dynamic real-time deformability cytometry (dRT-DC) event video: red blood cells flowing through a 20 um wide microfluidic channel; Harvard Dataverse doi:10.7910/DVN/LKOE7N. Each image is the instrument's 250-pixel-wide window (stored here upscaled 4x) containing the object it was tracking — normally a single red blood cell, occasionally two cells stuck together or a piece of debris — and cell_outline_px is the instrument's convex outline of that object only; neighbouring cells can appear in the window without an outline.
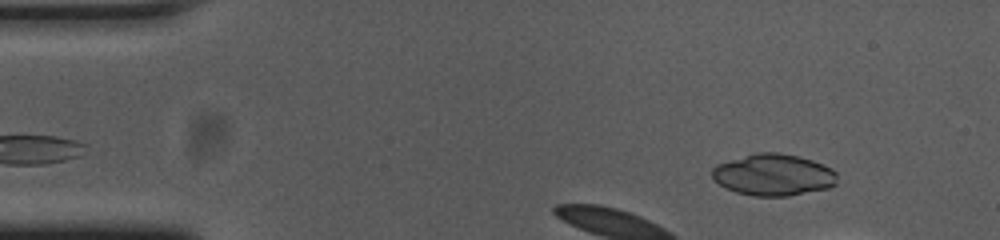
{"species": "common noctule bat (a hibernating species)", "species_latin": "Nyctalus noctula", "temperature_condition": "cold", "stored_images_in_passage": 41, "camera_frame_rate_fps": 3000, "um_per_image_px": 0.085, "animal": {"sex": "female", "body_mass_g": 23.0, "forearm_length_mm": 53.4}, "frame": {"image": 1, "passage_image": 4, "time_ms": 1.0, "image_size_px": [1000, 240], "cell_outline_px": [[836, 184], [828, 188], [788, 196], [756, 196], [736, 192], [720, 184], [712, 176], [712, 168], [716, 164], [756, 152], [780, 152], [800, 156], [812, 160], [832, 168], [836, 172]], "centroid_in_image_um": [65.76, 14.85], "position_along_channel_um": 19.2, "area_um2": 30.35}}
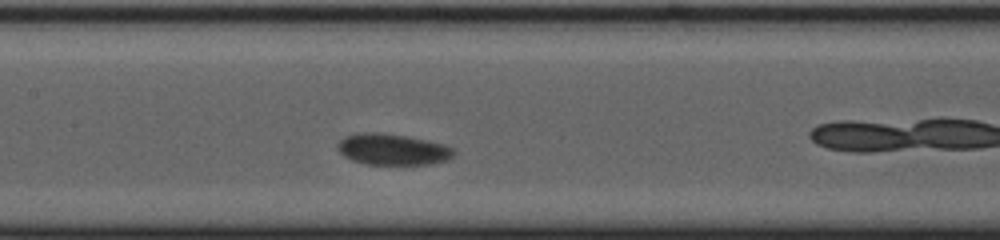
{"frame": {"image": 2, "passage_image": 20, "time_ms": 6.333, "image_size_px": [1000, 240], "cell_outline_px": [[456, 152], [452, 156], [444, 160], [428, 164], [364, 164], [352, 160], [344, 156], [340, 152], [336, 144], [344, 136], [364, 132], [380, 132], [404, 136], [444, 144], [452, 148]], "centroid_in_image_um": [33.32, 12.69], "position_along_channel_um": 174.1, "area_um2": 20.87}}
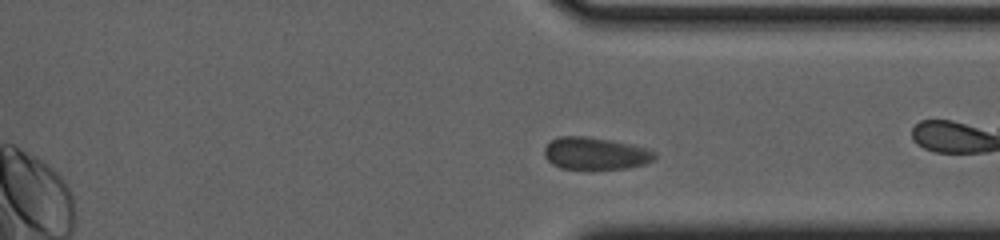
{"frame": {"image": 3, "passage_image": 36, "time_ms": 11.667, "image_size_px": [1000, 240], "cell_outline_px": [[656, 160], [644, 164], [628, 168], [560, 168], [552, 164], [544, 156], [544, 148], [556, 136], [584, 136], [608, 140], [648, 148], [656, 152]], "centroid_in_image_um": [50.61, 13.04], "position_along_channel_um": 360.8, "area_um2": 20.58}, "authors_computed_cell_mechanics": {"area_um2": 20.5768, "velocity_mm_per_s": 3.496, "shape_relaxation_time_tau1_ms": 3.3382, "shape_relaxation_time_tau2_ms": null, "deformation_change_tau1": 0.0527, "deformation_change_tau2": null}}